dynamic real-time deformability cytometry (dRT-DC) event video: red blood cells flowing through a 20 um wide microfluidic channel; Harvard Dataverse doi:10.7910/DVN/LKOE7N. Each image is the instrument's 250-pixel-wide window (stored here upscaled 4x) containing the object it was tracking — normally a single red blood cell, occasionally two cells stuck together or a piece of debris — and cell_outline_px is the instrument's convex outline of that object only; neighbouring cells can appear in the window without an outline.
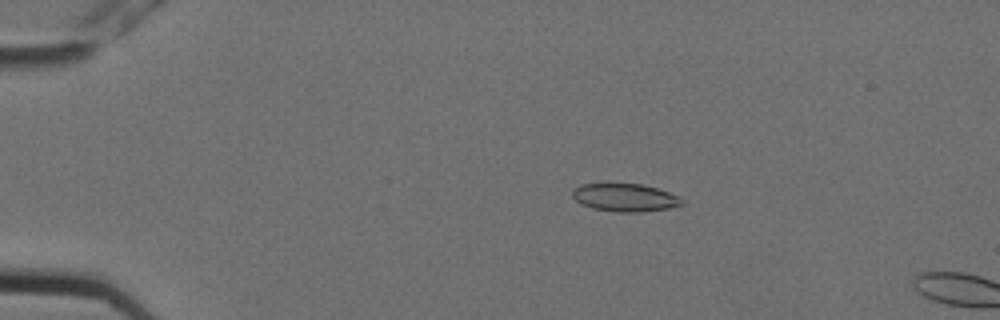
{"species": "Egyptian fruit bat (a non-hibernating species)", "species_latin": "Rousettus aegyptiacus", "temperature_condition": "cold", "stored_images_in_passage": 5, "camera_frame_rate_fps": 3000, "um_per_image_px": 0.085, "animal": {"sex": "female"}, "frame": {"image": 1, "passage_image": 4, "time_ms": 1.0, "image_size_px": [1000, 320], "cell_outline_px": [[684, 204], [672, 208], [640, 212], [616, 212], [592, 208], [580, 204], [572, 196], [572, 188], [580, 184], [644, 184], [668, 192], [684, 200]], "centroid_in_image_um": [53.11, 16.8], "position_along_channel_um": 31.9, "area_um2": 17.92}}